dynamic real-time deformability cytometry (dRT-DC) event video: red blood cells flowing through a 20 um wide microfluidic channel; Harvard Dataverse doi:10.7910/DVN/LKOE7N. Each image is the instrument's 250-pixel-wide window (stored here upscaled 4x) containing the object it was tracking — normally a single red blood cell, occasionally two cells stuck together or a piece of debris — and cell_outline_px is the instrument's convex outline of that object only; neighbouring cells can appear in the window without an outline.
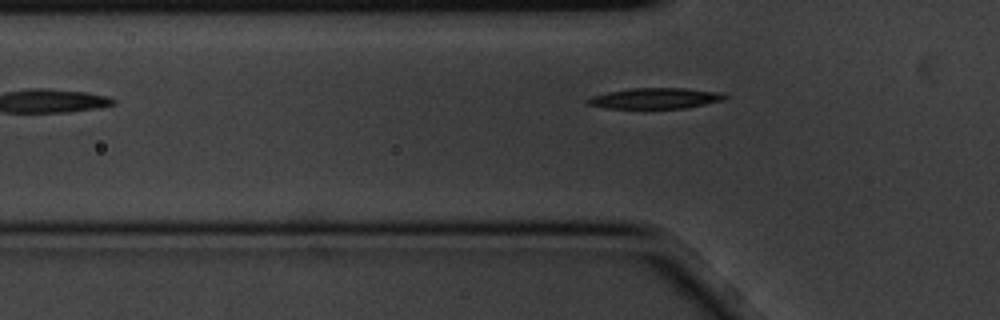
{"species": "common noctule bat (a hibernating species)", "species_latin": "Nyctalus noctula", "temperature_condition": "cold", "stored_images_in_passage": 5, "camera_frame_rate_fps": 3000, "um_per_image_px": 0.085, "animal": {"sex": "male", "body_mass_g": 20.1, "forearm_length_mm": 53.5}, "frame": {"image": 1, "passage_image": 5, "time_ms": 1.333, "image_size_px": [1000, 320], "cell_outline_px": [[728, 96], [724, 100], [684, 108], [604, 108], [588, 104], [584, 100], [592, 96], [608, 92], [632, 88], [684, 88], [724, 92]], "centroid_in_image_um": [55.72, 8.35], "position_along_channel_um": 70.1, "area_um2": 16.59}}